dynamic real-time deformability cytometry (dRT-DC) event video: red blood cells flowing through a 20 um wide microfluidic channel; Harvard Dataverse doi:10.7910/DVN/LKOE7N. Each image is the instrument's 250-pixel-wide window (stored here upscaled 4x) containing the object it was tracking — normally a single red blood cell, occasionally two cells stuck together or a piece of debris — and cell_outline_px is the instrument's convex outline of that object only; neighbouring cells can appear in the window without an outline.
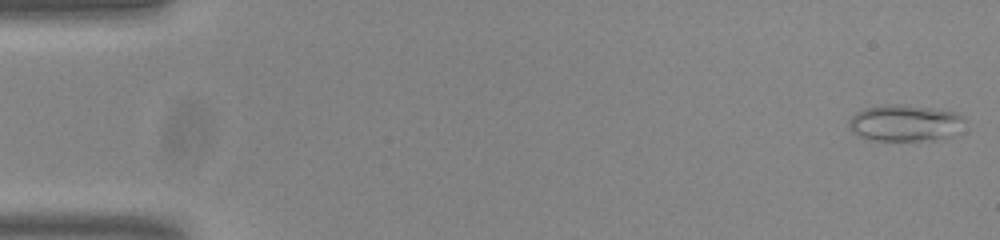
{"species": "common noctule bat (a hibernating species)", "species_latin": "Nyctalus noctula", "temperature_condition": "room temperature", "stored_images_in_passage": 53, "camera_frame_rate_fps": 3000, "um_per_image_px": 0.085, "animal": {"sex": "male", "body_mass_g": 20.0, "forearm_length_mm": 53.3}, "frame": {"image": 1, "passage_image": 1, "time_ms": 0.0, "image_size_px": [1000, 240], "cell_outline_px": [[964, 120], [952, 136], [936, 140], [868, 140], [852, 132], [848, 124], [848, 120], [856, 112], [864, 108], [884, 104], [900, 104], [932, 108], [956, 112], [964, 116]], "centroid_in_image_um": [76.88, 10.45], "position_along_channel_um": 8.1, "area_um2": 24.68}}
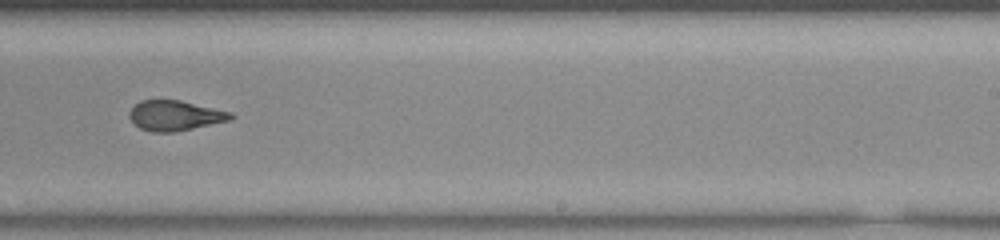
{"frame": {"image": 2, "passage_image": 33, "time_ms": 10.667, "image_size_px": [1000, 240], "cell_outline_px": [[236, 116], [232, 120], [176, 132], [152, 132], [140, 128], [128, 116], [128, 112], [140, 100], [180, 100], [232, 112]], "centroid_in_image_um": [14.92, 9.82], "position_along_channel_um": 274.1, "area_um2": 17.92}}
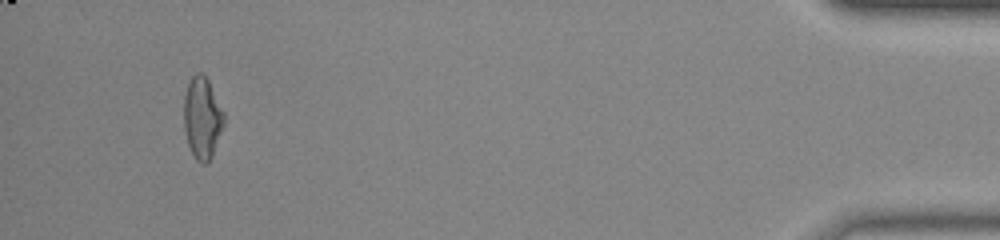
{"frame": {"image": 3, "passage_image": 50, "time_ms": 16.333, "image_size_px": [1000, 240], "cell_outline_px": [[224, 124], [212, 156], [208, 164], [200, 164], [196, 160], [188, 144], [184, 128], [184, 96], [188, 84], [192, 76], [196, 72], [200, 72], [208, 80], [224, 112]], "centroid_in_image_um": [17.19, 10.04], "position_along_channel_um": 418.0, "area_um2": 19.02}, "authors_computed_cell_mechanics": {"area_um2": 19.074, "velocity_mm_per_s": 3.836, "shape_relaxation_time_tau1_ms": null, "shape_relaxation_time_tau2_ms": 1.2647, "deformation_change_tau1": null, "deformation_change_tau2": 0.0803}}